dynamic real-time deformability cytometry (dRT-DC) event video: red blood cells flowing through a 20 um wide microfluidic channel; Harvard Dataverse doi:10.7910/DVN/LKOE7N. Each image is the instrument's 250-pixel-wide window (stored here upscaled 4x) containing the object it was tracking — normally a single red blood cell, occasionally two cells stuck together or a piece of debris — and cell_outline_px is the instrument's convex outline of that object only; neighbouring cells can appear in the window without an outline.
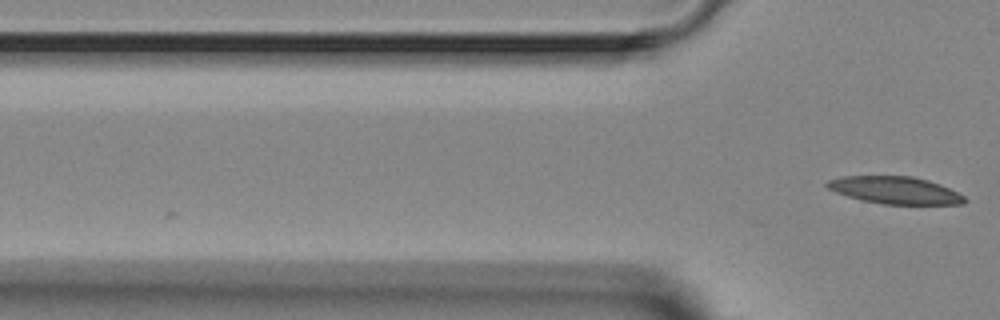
{"species": "Egyptian fruit bat (a non-hibernating species)", "species_latin": "Rousettus aegyptiacus", "temperature_condition": "room temperature", "stored_images_in_passage": 4, "camera_frame_rate_fps": 3000, "um_per_image_px": 0.085, "animal": {"sex": "female"}, "frame": {"image": 1, "passage_image": 4, "time_ms": 3.333, "image_size_px": [1000, 320], "cell_outline_px": [[968, 200], [964, 204], [884, 204], [860, 200], [836, 192], [828, 188], [824, 184], [828, 180], [844, 176], [912, 176], [928, 180], [940, 184], [964, 196]], "centroid_in_image_um": [76.08, 16.17], "position_along_channel_um": 49.7, "area_um2": 21.79}}